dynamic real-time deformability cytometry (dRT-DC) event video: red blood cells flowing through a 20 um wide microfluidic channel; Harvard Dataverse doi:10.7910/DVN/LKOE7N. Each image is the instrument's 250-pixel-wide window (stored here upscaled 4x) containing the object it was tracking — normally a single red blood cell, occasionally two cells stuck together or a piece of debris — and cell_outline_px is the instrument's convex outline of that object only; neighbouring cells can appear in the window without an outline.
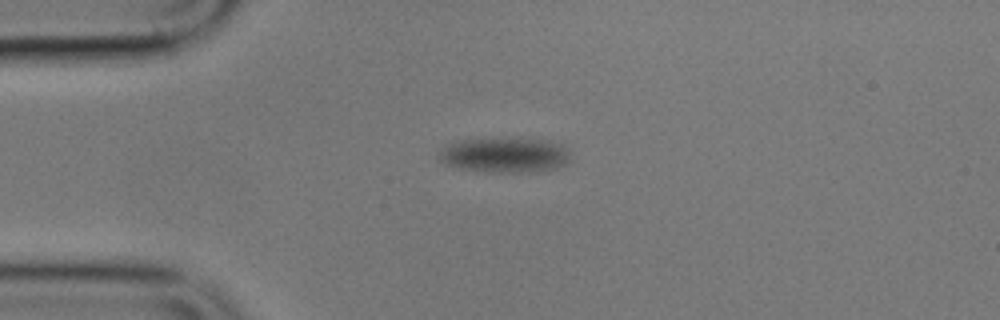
{"species": "common noctule bat (a hibernating species)", "species_latin": "Nyctalus noctula", "temperature_condition": "cold", "stored_images_in_passage": 2, "camera_frame_rate_fps": 3000, "um_per_image_px": 0.085, "animal": {"sex": "male", "body_mass_g": 17.9}, "frame": {"image": 1, "passage_image": 1, "time_ms": 0.0, "image_size_px": [1000, 320], "cell_outline_px": [[568, 160], [564, 164], [552, 168], [536, 172], [484, 172], [460, 168], [444, 164], [440, 160], [440, 152], [444, 144], [460, 140], [508, 136], [548, 140], [564, 144], [568, 148]], "centroid_in_image_um": [42.89, 13.13], "position_along_channel_um": 42.1, "area_um2": 27.63}}